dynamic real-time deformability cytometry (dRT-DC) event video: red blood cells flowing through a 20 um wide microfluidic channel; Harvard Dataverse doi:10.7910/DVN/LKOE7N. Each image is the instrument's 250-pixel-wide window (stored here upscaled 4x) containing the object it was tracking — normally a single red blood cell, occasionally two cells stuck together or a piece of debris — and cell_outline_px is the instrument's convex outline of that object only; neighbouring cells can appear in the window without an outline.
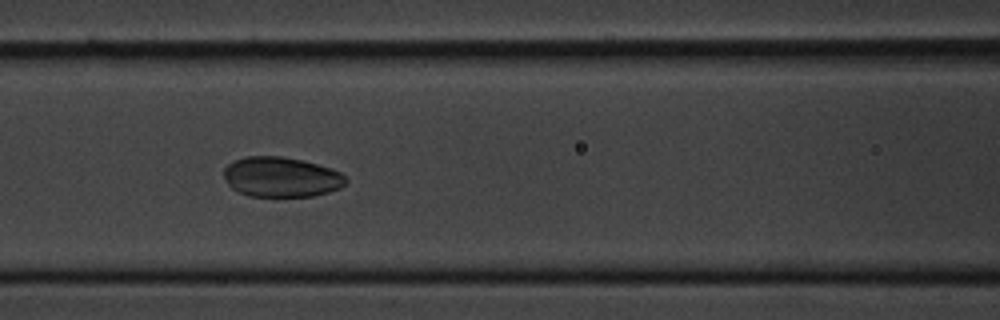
{"species": "common noctule bat (a hibernating species)", "species_latin": "Nyctalus noctula", "temperature_condition": "cold", "stored_images_in_passage": 55, "camera_frame_rate_fps": 3000, "um_per_image_px": 0.085, "animal": {"sex": "male", "body_mass_g": 20.1, "forearm_length_mm": 53.5}, "frame": {"image": 1, "passage_image": 23, "time_ms": 7.333, "image_size_px": [1000, 320], "cell_outline_px": [[348, 180], [340, 188], [328, 192], [312, 196], [248, 196], [232, 188], [228, 184], [224, 176], [224, 168], [228, 164], [244, 156], [284, 156], [304, 160], [332, 168], [340, 172]], "centroid_in_image_um": [23.91, 15.03], "position_along_channel_um": 142.7, "area_um2": 28.55}}
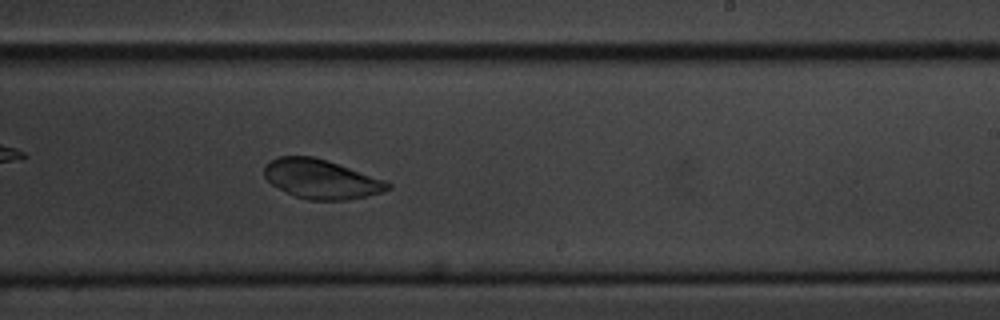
{"frame": {"image": 2, "passage_image": 33, "time_ms": 10.667, "image_size_px": [1000, 320], "cell_outline_px": [[392, 188], [368, 196], [348, 200], [308, 200], [296, 196], [272, 184], [264, 176], [264, 168], [272, 160], [280, 156], [312, 156], [328, 160], [388, 180], [392, 184]], "centroid_in_image_um": [27.38, 15.22], "position_along_channel_um": 261.6, "area_um2": 28.32}}
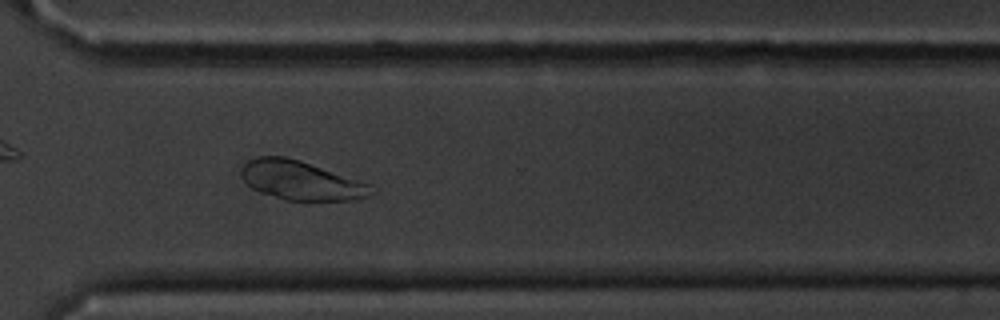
{"frame": {"image": 3, "passage_image": 40, "time_ms": 13.0, "image_size_px": [1000, 320], "cell_outline_px": [[376, 192], [368, 196], [352, 200], [288, 200], [260, 192], [252, 188], [244, 180], [240, 172], [244, 164], [248, 160], [260, 156], [284, 156], [368, 184]], "centroid_in_image_um": [25.53, 15.35], "position_along_channel_um": 345.1, "area_um2": 28.61}}